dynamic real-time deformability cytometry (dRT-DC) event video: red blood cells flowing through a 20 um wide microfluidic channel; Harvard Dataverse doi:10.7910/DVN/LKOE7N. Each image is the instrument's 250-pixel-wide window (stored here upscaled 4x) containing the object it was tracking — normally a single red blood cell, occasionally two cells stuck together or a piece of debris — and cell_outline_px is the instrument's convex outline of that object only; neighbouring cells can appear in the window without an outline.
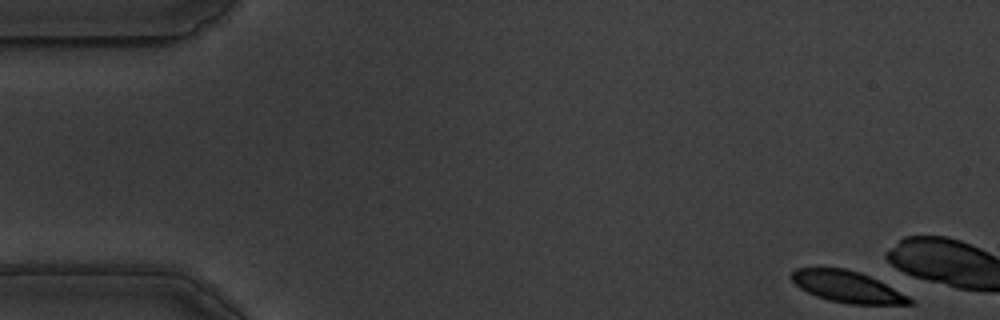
{"species": "common noctule bat (a hibernating species)", "species_latin": "Nyctalus noctula", "temperature_condition": "warm", "stored_images_in_passage": 8, "camera_frame_rate_fps": 3000, "um_per_image_px": 0.085, "animal": {"sex": "male", "body_mass_g": 19.5, "forearm_length_mm": 54.6}, "frame": {"image": 1, "passage_image": 1, "time_ms": 0.0, "image_size_px": [1000, 320], "cell_outline_px": [[916, 304], [848, 304], [828, 300], [816, 296], [800, 288], [788, 276], [796, 268], [844, 268], [860, 272], [908, 296]], "centroid_in_image_um": [71.97, 24.38], "position_along_channel_um": 13.0, "area_um2": 21.33}}